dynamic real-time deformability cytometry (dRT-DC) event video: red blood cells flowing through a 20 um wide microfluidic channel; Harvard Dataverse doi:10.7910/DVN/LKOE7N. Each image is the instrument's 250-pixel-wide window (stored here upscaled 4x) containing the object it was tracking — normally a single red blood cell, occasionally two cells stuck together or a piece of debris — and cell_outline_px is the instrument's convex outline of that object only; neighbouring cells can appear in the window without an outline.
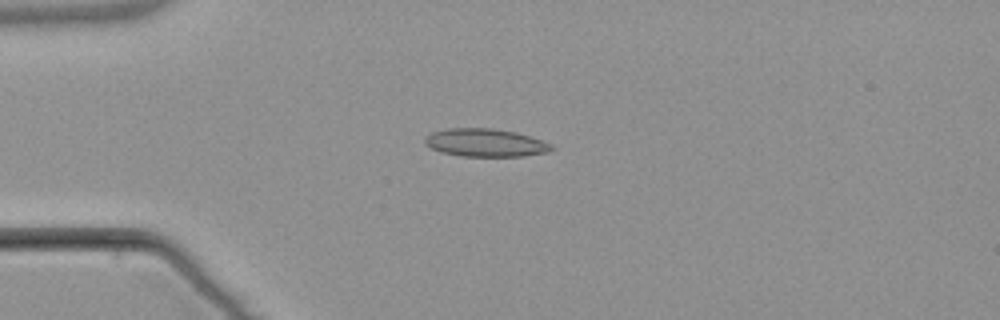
{"species": "common noctule bat (a hibernating species)", "species_latin": "Nyctalus noctula", "temperature_condition": "warm", "stored_images_in_passage": 4, "camera_frame_rate_fps": 3000, "um_per_image_px": 0.085, "animal": {"sex": "male", "body_mass_g": 21.5, "forearm_length_mm": 52.0}, "frame": {"image": 1, "passage_image": 3, "time_ms": 2.667, "image_size_px": [1000, 320], "cell_outline_px": [[556, 148], [548, 152], [524, 156], [460, 156], [440, 152], [424, 144], [424, 140], [432, 132], [448, 128], [492, 128], [516, 132], [552, 144]], "centroid_in_image_um": [41.26, 12.13], "position_along_channel_um": 43.7, "area_um2": 20.63}}